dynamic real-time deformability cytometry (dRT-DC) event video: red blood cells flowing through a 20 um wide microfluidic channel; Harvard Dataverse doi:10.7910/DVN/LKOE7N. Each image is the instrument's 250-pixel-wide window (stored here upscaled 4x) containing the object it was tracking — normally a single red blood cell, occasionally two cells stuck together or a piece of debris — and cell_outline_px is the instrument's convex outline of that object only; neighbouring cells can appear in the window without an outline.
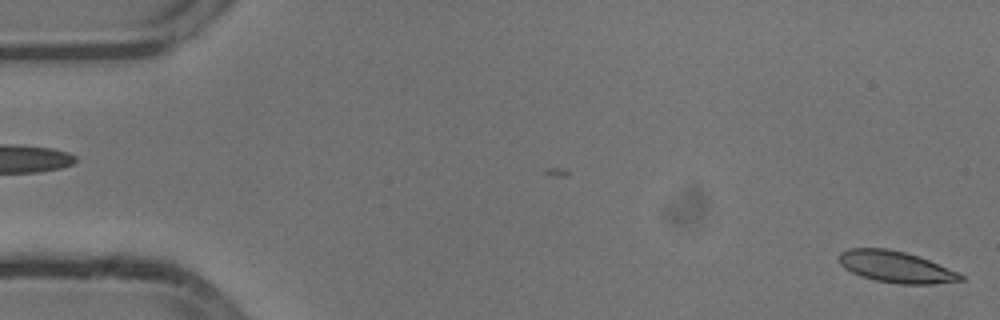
{"species": "common noctule bat (a hibernating species)", "species_latin": "Nyctalus noctula", "temperature_condition": "cold", "stored_images_in_passage": 3, "camera_frame_rate_fps": 3000, "um_per_image_px": 0.085, "animal": {"sex": "male", "body_mass_g": 13.3}, "frame": {"image": 1, "passage_image": 3, "time_ms": 0.667, "image_size_px": [1000, 320], "cell_outline_px": [[964, 280], [932, 284], [900, 284], [876, 280], [860, 276], [844, 268], [840, 264], [840, 252], [848, 248], [888, 248], [904, 252], [928, 260], [960, 272], [964, 276]], "centroid_in_image_um": [76.16, 22.69], "position_along_channel_um": 8.8, "area_um2": 22.2}}